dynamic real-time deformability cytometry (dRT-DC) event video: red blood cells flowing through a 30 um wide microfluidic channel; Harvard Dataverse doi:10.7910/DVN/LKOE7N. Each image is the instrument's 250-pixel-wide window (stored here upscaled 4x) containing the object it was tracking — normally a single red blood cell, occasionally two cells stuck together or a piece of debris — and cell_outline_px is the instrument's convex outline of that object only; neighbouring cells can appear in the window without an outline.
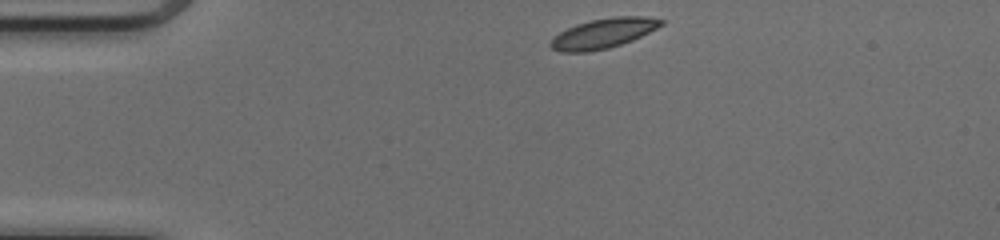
{"species": "common noctule bat (a hibernating species)", "species_latin": "Nyctalus noctula", "temperature_condition": "cold", "stored_images_in_passage": 42, "camera_frame_rate_fps": 3000, "um_per_image_px": 0.085, "animal": {"sex": "female", "body_mass_g": 17.0, "forearm_length_mm": 48.0}, "frame": {"image": 1, "passage_image": 1, "time_ms": 0.0, "image_size_px": [1000, 240], "cell_outline_px": [[664, 24], [632, 40], [608, 48], [588, 52], [560, 52], [552, 48], [548, 44], [560, 32], [576, 24], [592, 20], [612, 16], [648, 16], [664, 20]], "centroid_in_image_um": [51.29, 2.82], "position_along_channel_um": 33.7, "area_um2": 19.07}}
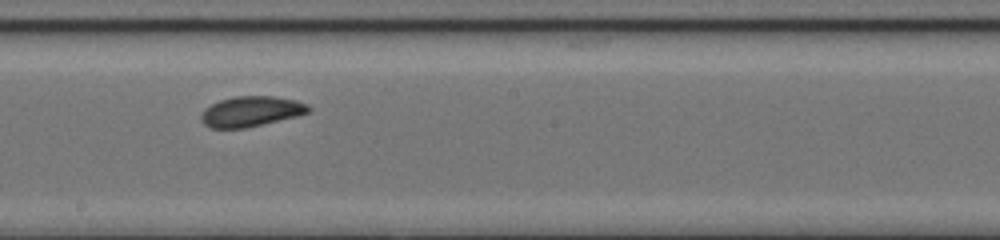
{"frame": {"image": 2, "passage_image": 19, "time_ms": 6.0, "image_size_px": [1000, 240], "cell_outline_px": [[312, 108], [308, 112], [296, 116], [244, 128], [208, 128], [200, 120], [200, 116], [204, 108], [220, 100], [236, 96], [272, 96], [296, 100], [308, 104]], "centroid_in_image_um": [21.31, 9.47], "position_along_channel_um": 226.9, "area_um2": 18.9}}
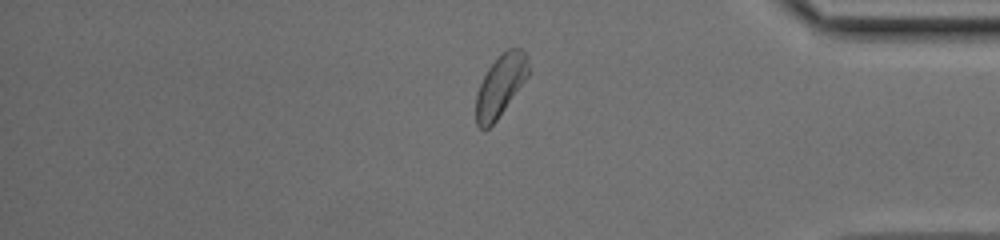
{"frame": {"image": 3, "passage_image": 33, "time_ms": 10.667, "image_size_px": [1000, 240], "cell_outline_px": [[528, 76], [496, 120], [484, 132], [476, 124], [476, 92], [488, 68], [508, 48], [520, 48], [528, 56]], "centroid_in_image_um": [42.52, 7.3], "position_along_channel_um": 392.7, "area_um2": 18.5}}